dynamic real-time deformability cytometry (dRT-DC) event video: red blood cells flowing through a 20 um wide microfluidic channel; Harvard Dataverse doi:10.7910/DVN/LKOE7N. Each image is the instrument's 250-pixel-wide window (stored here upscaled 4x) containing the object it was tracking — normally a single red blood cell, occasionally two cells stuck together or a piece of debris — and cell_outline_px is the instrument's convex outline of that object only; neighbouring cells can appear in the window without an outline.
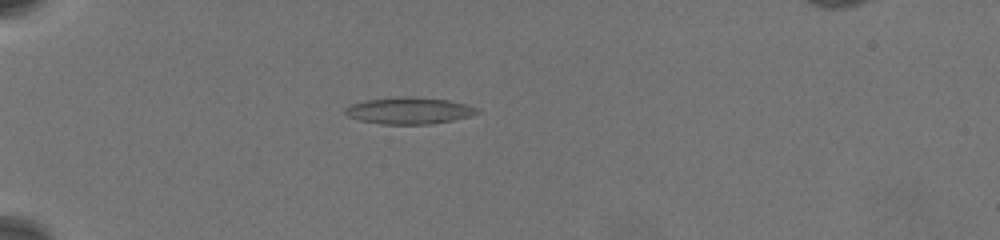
{"species": "common noctule bat (a hibernating species)", "species_latin": "Nyctalus noctula", "temperature_condition": "warm", "stored_images_in_passage": 53, "camera_frame_rate_fps": 3000, "um_per_image_px": 0.085, "animal": {"sex": "female", "body_mass_g": 19.5, "forearm_length_mm": 54.1}, "frame": {"image": 1, "passage_image": 32, "time_ms": 7.0, "image_size_px": [1000, 240], "cell_outline_px": [[480, 112], [468, 116], [452, 120], [432, 124], [380, 124], [360, 120], [348, 116], [344, 112], [344, 108], [352, 104], [364, 100], [400, 96], [412, 96], [448, 100], [464, 104], [476, 108]], "centroid_in_image_um": [34.72, 9.4], "position_along_channel_um": 50.3, "area_um2": 20.46}}
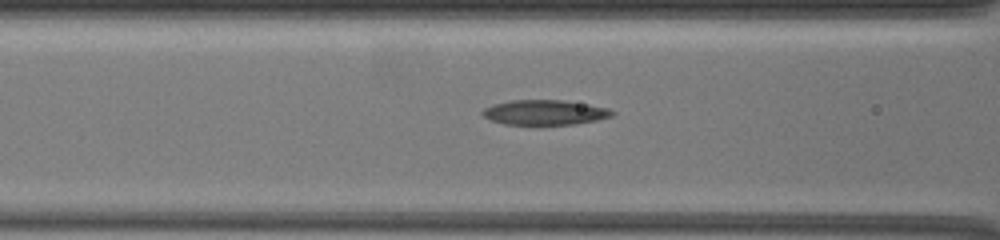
{"frame": {"image": 2, "passage_image": 46, "time_ms": 10.0, "image_size_px": [1000, 240], "cell_outline_px": [[616, 112], [612, 116], [596, 120], [576, 124], [504, 124], [492, 120], [484, 116], [480, 112], [484, 108], [492, 104], [512, 100], [564, 100], [588, 104], [608, 108]], "centroid_in_image_um": [46.31, 9.54], "position_along_channel_um": 120.3, "area_um2": 18.79}}
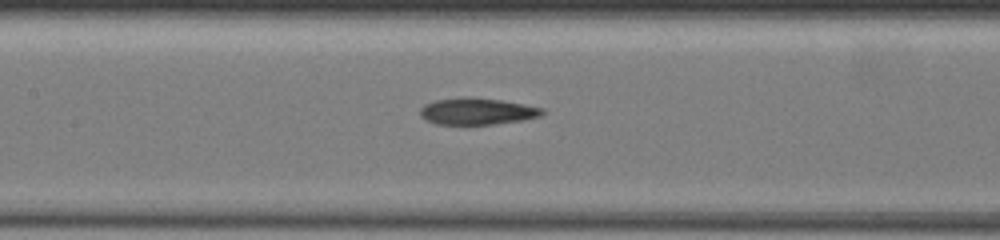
{"frame": {"image": 3, "passage_image": 52, "time_ms": 11.333, "image_size_px": [1000, 240], "cell_outline_px": [[544, 112], [540, 116], [524, 120], [496, 124], [436, 124], [424, 120], [420, 116], [420, 108], [424, 104], [436, 100], [460, 96], [472, 96], [500, 100], [544, 108]], "centroid_in_image_um": [40.52, 9.45], "position_along_channel_um": 166.9, "area_um2": 19.25}}